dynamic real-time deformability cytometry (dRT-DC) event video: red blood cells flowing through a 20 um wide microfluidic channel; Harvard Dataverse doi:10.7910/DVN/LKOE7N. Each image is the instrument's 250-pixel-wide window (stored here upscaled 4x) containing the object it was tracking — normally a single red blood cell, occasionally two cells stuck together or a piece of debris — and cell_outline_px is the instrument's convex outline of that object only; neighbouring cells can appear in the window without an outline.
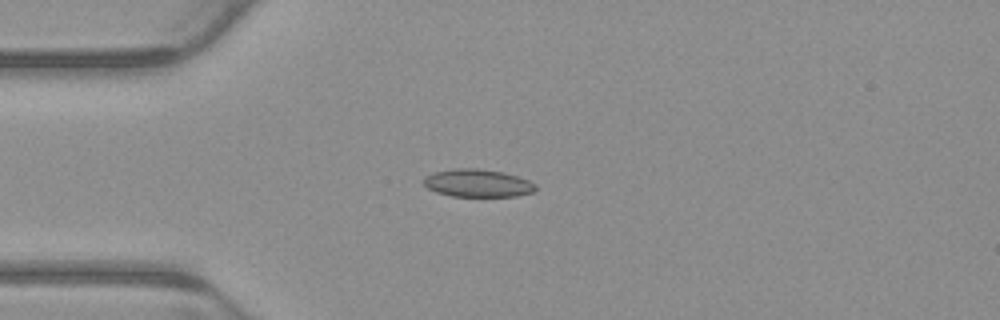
{"species": "common noctule bat (a hibernating species)", "species_latin": "Nyctalus noctula", "temperature_condition": "warm", "stored_images_in_passage": 5, "camera_frame_rate_fps": 3000, "um_per_image_px": 0.085, "animal": {"sex": "male", "body_mass_g": 23.1, "forearm_length_mm": 52.7}, "frame": {"image": 1, "passage_image": 2, "time_ms": 0.333, "image_size_px": [1000, 320], "cell_outline_px": [[536, 188], [532, 192], [516, 196], [452, 196], [436, 192], [428, 188], [424, 184], [424, 176], [436, 172], [456, 168], [476, 168], [504, 172], [528, 180], [536, 184]], "centroid_in_image_um": [40.6, 15.56], "position_along_channel_um": 44.4, "area_um2": 17.98}}
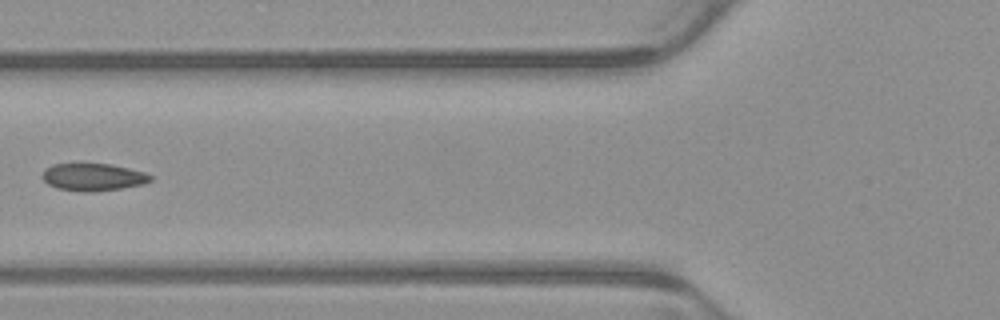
{"frame": {"image": 2, "passage_image": 4, "time_ms": 1.0, "image_size_px": [1000, 320], "cell_outline_px": [[152, 180], [144, 184], [120, 188], [92, 192], [84, 192], [56, 188], [48, 184], [40, 176], [44, 168], [52, 164], [112, 164], [144, 172], [152, 176]], "centroid_in_image_um": [7.88, 15.05], "position_along_channel_um": 117.9, "area_um2": 17.34}}
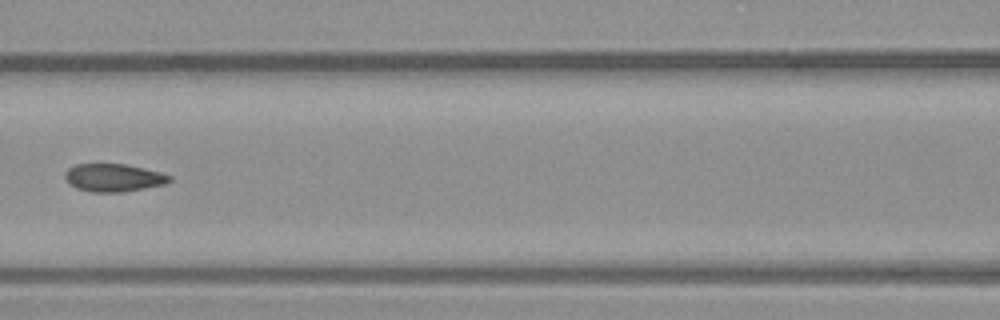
{"frame": {"image": 3, "passage_image": 5, "time_ms": 1.333, "image_size_px": [1000, 320], "cell_outline_px": [[172, 180], [168, 184], [124, 192], [92, 192], [76, 188], [68, 184], [64, 176], [64, 172], [68, 168], [76, 164], [124, 164], [160, 172], [172, 176]], "centroid_in_image_um": [9.65, 15.11], "position_along_channel_um": 156.9, "area_um2": 17.17}}